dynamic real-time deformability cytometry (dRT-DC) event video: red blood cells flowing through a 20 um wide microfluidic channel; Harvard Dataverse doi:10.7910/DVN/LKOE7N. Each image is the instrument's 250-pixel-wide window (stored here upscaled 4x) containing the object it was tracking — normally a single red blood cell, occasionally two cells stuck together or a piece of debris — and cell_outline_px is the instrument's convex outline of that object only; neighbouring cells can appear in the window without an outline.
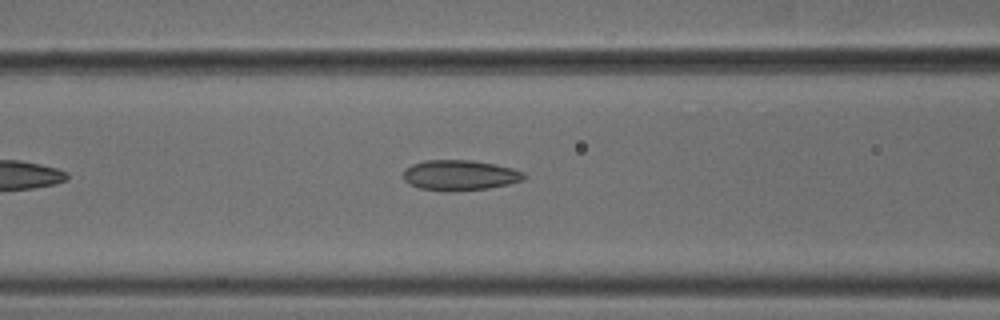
{"species": "common noctule bat (a hibernating species)", "species_latin": "Nyctalus noctula", "temperature_condition": "cold", "stored_images_in_passage": 42, "camera_frame_rate_fps": 3000, "um_per_image_px": 0.085, "animal": {"sex": "male", "body_mass_g": 18.8}, "frame": {"image": 1, "passage_image": 11, "time_ms": 3.333, "image_size_px": [1000, 320], "cell_outline_px": [[524, 180], [508, 184], [488, 188], [444, 192], [420, 188], [408, 184], [404, 180], [404, 172], [412, 164], [424, 160], [472, 160], [496, 164], [512, 168], [524, 172]], "centroid_in_image_um": [39.08, 14.89], "position_along_channel_um": 127.5, "area_um2": 21.39}}
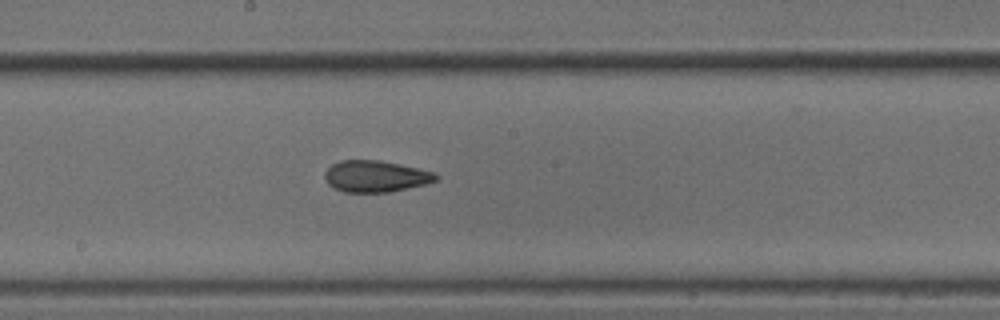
{"frame": {"image": 2, "passage_image": 18, "time_ms": 5.667, "image_size_px": [1000, 320], "cell_outline_px": [[440, 176], [436, 180], [428, 184], [388, 192], [344, 192], [328, 184], [324, 176], [324, 172], [332, 164], [340, 160], [380, 160], [400, 164], [436, 172]], "centroid_in_image_um": [31.96, 14.98], "position_along_channel_um": 216.2, "area_um2": 20.52}}
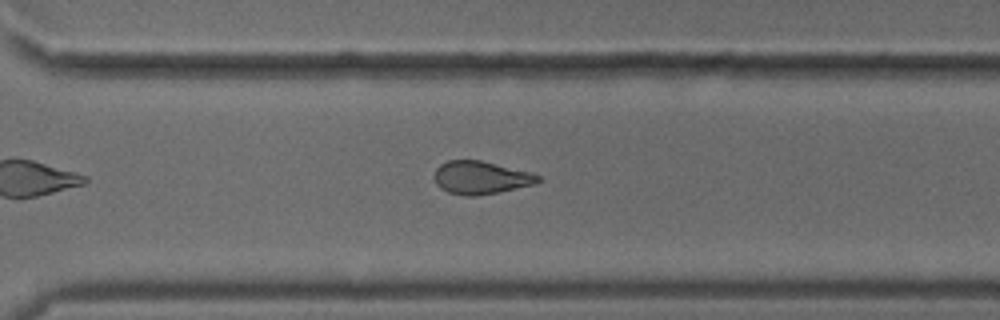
{"frame": {"image": 3, "passage_image": 27, "time_ms": 8.667, "image_size_px": [1000, 320], "cell_outline_px": [[540, 180], [536, 184], [476, 196], [464, 196], [448, 192], [440, 188], [436, 184], [436, 168], [440, 164], [448, 160], [480, 160], [528, 172], [540, 176]], "centroid_in_image_um": [40.84, 15.1], "position_along_channel_um": 329.8, "area_um2": 19.59}, "authors_computed_cell_mechanics": {"area_um2": 20.5479, "velocity_mm_per_s": 3.8051, "shape_relaxation_time_tau1_ms": 7.3895, "shape_relaxation_time_tau2_ms": 3.2881, "deformation_change_tau1": 0.1373, "deformation_change_tau2": 0.11}}